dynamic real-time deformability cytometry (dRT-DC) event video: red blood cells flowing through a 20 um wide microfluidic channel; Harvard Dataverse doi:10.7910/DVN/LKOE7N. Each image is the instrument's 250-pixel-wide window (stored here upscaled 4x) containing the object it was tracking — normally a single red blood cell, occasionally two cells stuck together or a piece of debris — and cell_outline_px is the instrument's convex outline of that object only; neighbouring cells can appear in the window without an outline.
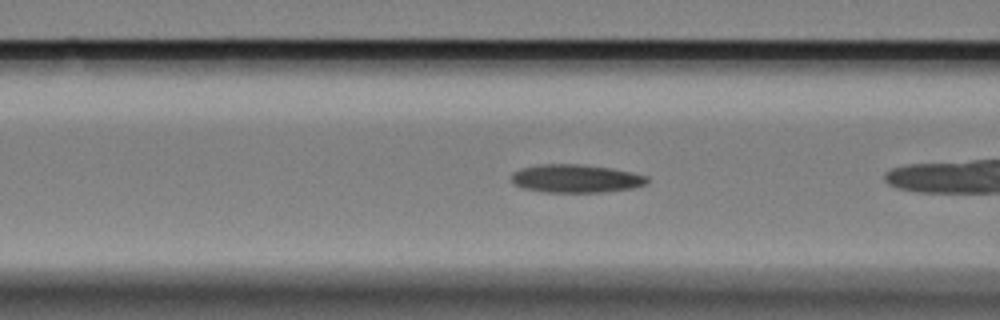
{"species": "Egyptian fruit bat (a non-hibernating species)", "species_latin": "Rousettus aegyptiacus", "temperature_condition": "cold", "stored_images_in_passage": 39, "camera_frame_rate_fps": 3000, "um_per_image_px": 0.085, "animal": {"sex": "female"}, "frame": {"image": 1, "passage_image": 15, "time_ms": 4.667, "image_size_px": [1000, 320], "cell_outline_px": [[648, 184], [632, 188], [604, 192], [544, 192], [524, 188], [512, 184], [512, 172], [520, 168], [540, 164], [580, 164], [612, 168], [632, 172], [648, 176]], "centroid_in_image_um": [48.95, 15.17], "position_along_channel_um": 117.6, "area_um2": 22.48}}
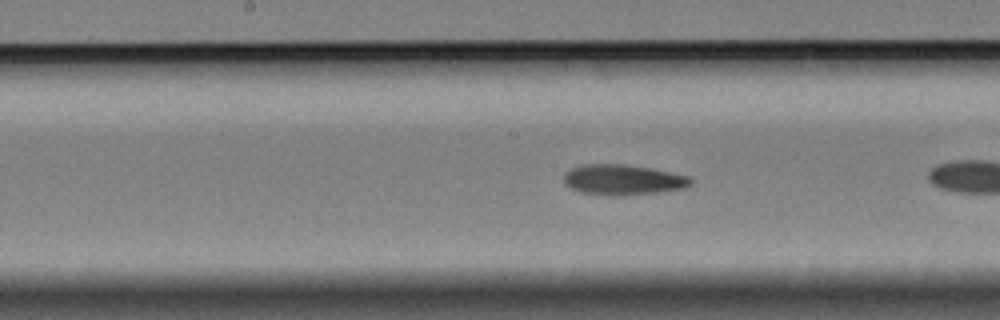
{"frame": {"image": 2, "passage_image": 22, "time_ms": 7.0, "image_size_px": [1000, 320], "cell_outline_px": [[692, 184], [684, 188], [656, 192], [616, 196], [608, 196], [580, 192], [564, 184], [564, 172], [572, 168], [584, 164], [624, 164], [648, 168], [688, 176], [692, 180]], "centroid_in_image_um": [52.9, 15.28], "position_along_channel_um": 195.3, "area_um2": 22.31}}
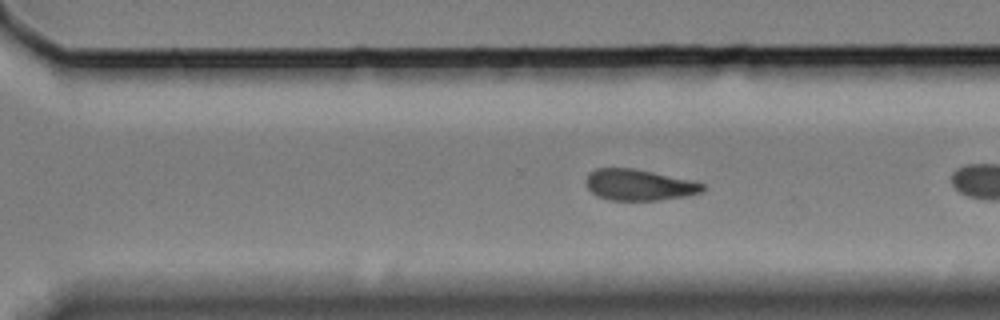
{"frame": {"image": 3, "passage_image": 33, "time_ms": 10.667, "image_size_px": [1000, 320], "cell_outline_px": [[704, 192], [688, 196], [660, 200], [612, 200], [596, 196], [584, 184], [584, 180], [588, 172], [596, 168], [632, 168], [652, 172], [688, 180], [704, 184]], "centroid_in_image_um": [54.26, 15.72], "position_along_channel_um": 316.3, "area_um2": 21.21}}